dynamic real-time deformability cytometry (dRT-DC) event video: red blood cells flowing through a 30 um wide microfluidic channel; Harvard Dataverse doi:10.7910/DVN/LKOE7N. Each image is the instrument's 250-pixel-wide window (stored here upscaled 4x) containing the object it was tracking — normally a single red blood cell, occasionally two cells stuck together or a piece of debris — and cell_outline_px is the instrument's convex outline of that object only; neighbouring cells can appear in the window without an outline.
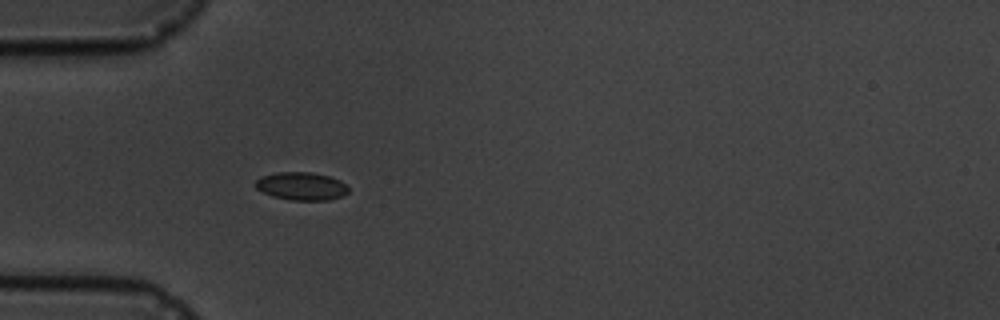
{"species": "common noctule bat (a hibernating species)", "species_latin": "Nyctalus noctula", "temperature_condition": "cold", "stored_images_in_passage": 4, "camera_frame_rate_fps": 3000, "um_per_image_px": 0.085, "animal": {"sex": "male", "body_mass_g": 19.5, "forearm_length_mm": 54.6}, "frame": {"image": 1, "passage_image": 4, "time_ms": 3.667, "image_size_px": [1000, 320], "cell_outline_px": [[348, 192], [340, 196], [328, 200], [292, 200], [272, 196], [256, 188], [256, 180], [260, 176], [276, 172], [312, 172], [328, 176], [340, 180], [348, 188]], "centroid_in_image_um": [25.6, 15.81], "position_along_channel_um": 59.4, "area_um2": 15.03}}